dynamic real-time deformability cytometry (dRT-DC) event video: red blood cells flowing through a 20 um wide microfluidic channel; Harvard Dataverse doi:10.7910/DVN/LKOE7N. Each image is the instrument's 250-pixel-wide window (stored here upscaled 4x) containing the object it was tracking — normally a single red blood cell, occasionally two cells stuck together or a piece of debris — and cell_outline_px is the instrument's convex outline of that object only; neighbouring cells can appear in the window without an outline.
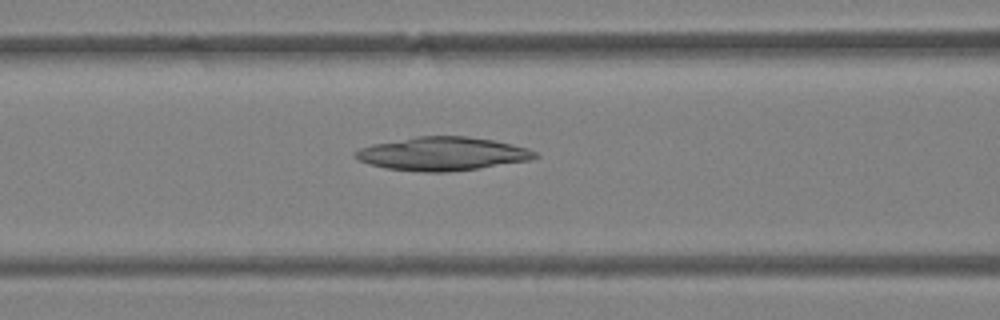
{"species": "Egyptian fruit bat (a non-hibernating species)", "species_latin": "Rousettus aegyptiacus", "temperature_condition": "warm", "stored_images_in_passage": 32, "camera_frame_rate_fps": 3000, "um_per_image_px": 0.085, "animal": {"sex": "female"}, "frame": {"image": 1, "passage_image": 6, "time_ms": 1.667, "image_size_px": [1000, 320], "cell_outline_px": [[540, 156], [532, 160], [448, 172], [424, 172], [384, 168], [368, 164], [356, 160], [352, 156], [352, 152], [360, 148], [372, 144], [416, 136], [468, 136], [492, 140], [528, 148], [536, 152]], "centroid_in_image_um": [37.55, 13.07], "position_along_channel_um": 129.0, "area_um2": 35.2}}
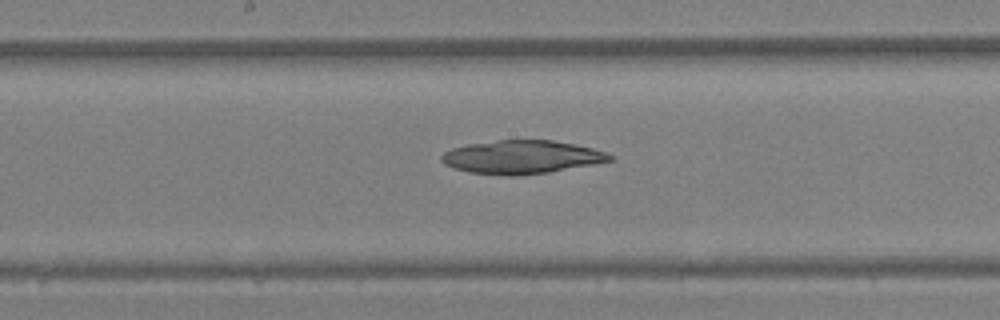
{"frame": {"image": 2, "passage_image": 11, "time_ms": 3.333, "image_size_px": [1000, 320], "cell_outline_px": [[612, 160], [596, 164], [548, 172], [512, 176], [508, 176], [468, 172], [444, 164], [440, 160], [440, 156], [444, 152], [452, 148], [468, 144], [496, 140], [552, 140], [592, 148], [604, 152], [612, 156]], "centroid_in_image_um": [44.3, 13.35], "position_along_channel_um": 203.9, "area_um2": 32.54}}
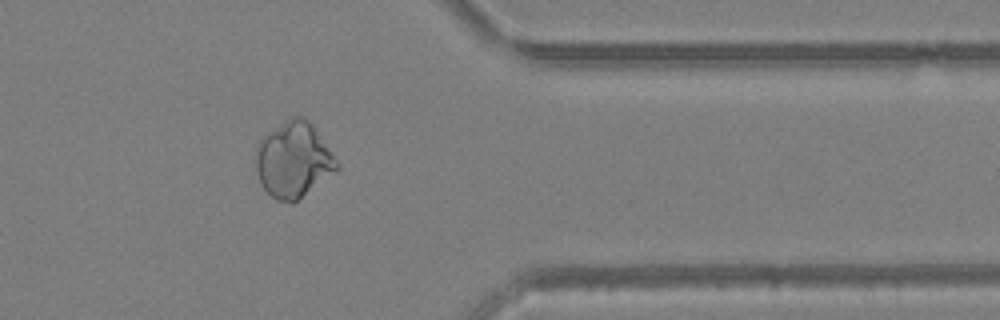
{"frame": {"image": 3, "passage_image": 24, "time_ms": 7.667, "image_size_px": [1000, 320], "cell_outline_px": [[340, 168], [336, 172], [292, 204], [276, 200], [260, 184], [256, 172], [256, 148], [260, 140], [268, 132], [284, 120], [292, 116], [304, 116], [312, 124], [340, 164]], "centroid_in_image_um": [24.95, 13.6], "position_along_channel_um": 386.4, "area_um2": 35.84}}